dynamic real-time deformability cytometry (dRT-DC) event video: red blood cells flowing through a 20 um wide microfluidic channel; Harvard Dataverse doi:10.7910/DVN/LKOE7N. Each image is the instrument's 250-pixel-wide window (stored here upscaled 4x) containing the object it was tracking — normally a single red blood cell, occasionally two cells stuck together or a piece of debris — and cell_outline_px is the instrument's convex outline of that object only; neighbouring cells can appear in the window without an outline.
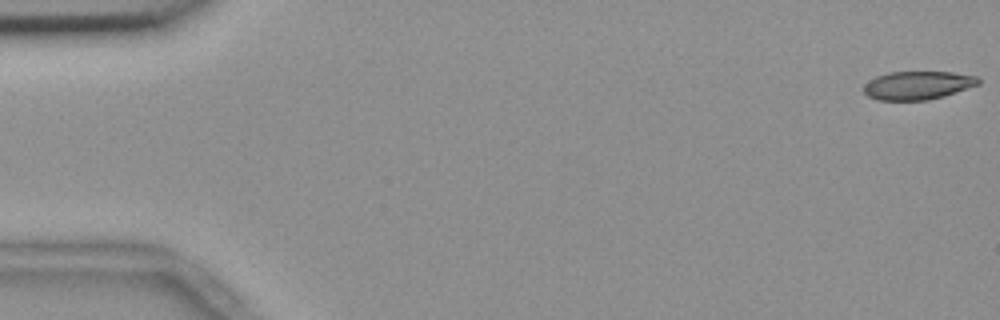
{"species": "common noctule bat (a hibernating species)", "species_latin": "Nyctalus noctula", "temperature_condition": "room temperature", "stored_images_in_passage": 55, "camera_frame_rate_fps": 3000, "um_per_image_px": 0.085, "animal": {"sex": "female", "body_mass_g": 18.4}, "frame": {"image": 1, "passage_image": 1, "time_ms": 0.0, "image_size_px": [1000, 320], "cell_outline_px": [[980, 84], [944, 96], [928, 100], [876, 100], [868, 96], [864, 92], [864, 84], [876, 76], [888, 72], [952, 72], [976, 76], [980, 80]], "centroid_in_image_um": [78.0, 7.25], "position_along_channel_um": 7.0, "area_um2": 18.96}}
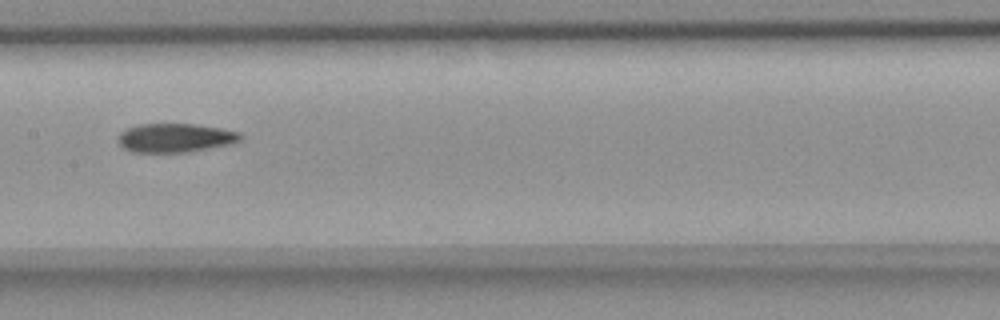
{"frame": {"image": 2, "passage_image": 28, "time_ms": 9.0, "image_size_px": [1000, 320], "cell_outline_px": [[244, 136], [236, 144], [188, 152], [132, 152], [124, 148], [120, 144], [120, 132], [128, 128], [140, 124], [192, 124], [220, 128], [240, 132]], "centroid_in_image_um": [14.98, 11.72], "position_along_channel_um": 192.4, "area_um2": 20.63}}
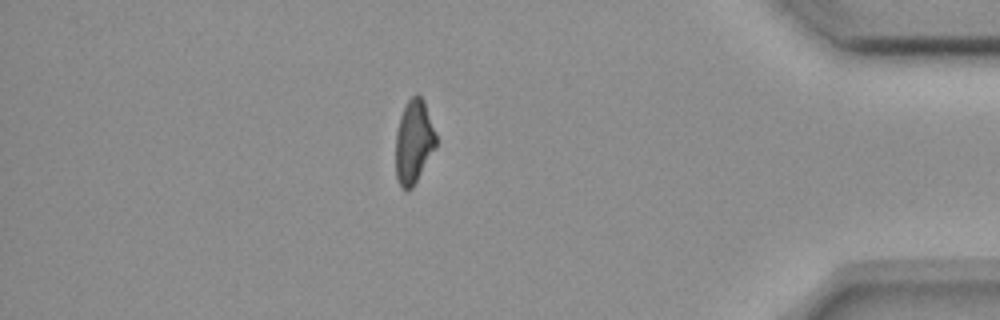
{"frame": {"image": 3, "passage_image": 48, "time_ms": 15.667, "image_size_px": [1000, 320], "cell_outline_px": [[436, 148], [412, 188], [400, 188], [396, 176], [396, 132], [400, 116], [408, 100], [416, 92], [424, 100], [436, 136]], "centroid_in_image_um": [35.17, 12.04], "position_along_channel_um": 400.0, "area_um2": 19.54}, "authors_computed_cell_mechanics": {"area_um2": 20.808, "velocity_mm_per_s": 3.6873, "shape_relaxation_time_tau1_ms": 9.8759, "shape_relaxation_time_tau2_ms": 5.444, "deformation_change_tau1": 0.222, "deformation_change_tau2": 0.1345}}